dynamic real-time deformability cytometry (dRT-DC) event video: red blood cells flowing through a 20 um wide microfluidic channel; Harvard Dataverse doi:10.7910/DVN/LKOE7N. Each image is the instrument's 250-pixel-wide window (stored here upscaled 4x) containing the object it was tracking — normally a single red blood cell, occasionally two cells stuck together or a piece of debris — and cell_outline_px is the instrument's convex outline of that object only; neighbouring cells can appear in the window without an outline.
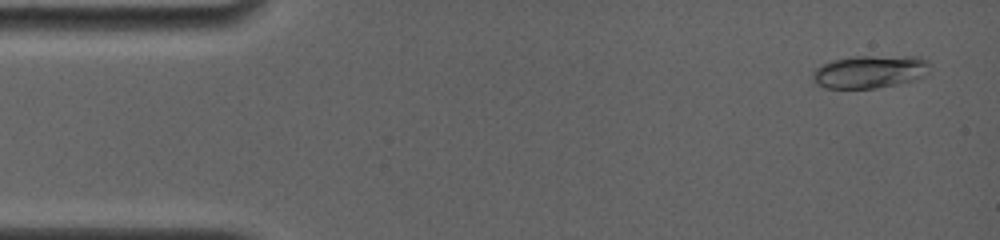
{"species": "common noctule bat (a hibernating species)", "species_latin": "Nyctalus noctula", "temperature_condition": "room temperature", "stored_images_in_passage": 21, "camera_frame_rate_fps": 4000, "um_per_image_px": 0.085, "animal": {"sex": "female", "body_mass_g": 19.0, "forearm_length_mm": 56.7}, "frame": {"image": 1, "passage_image": 3, "time_ms": 0.75, "image_size_px": [1000, 240], "cell_outline_px": [[924, 64], [904, 80], [892, 84], [872, 88], [828, 88], [820, 84], [812, 76], [816, 68], [832, 60], [856, 56], [916, 56], [924, 60]], "centroid_in_image_um": [73.65, 6.06], "position_along_channel_um": 11.3, "area_um2": 20.35}}
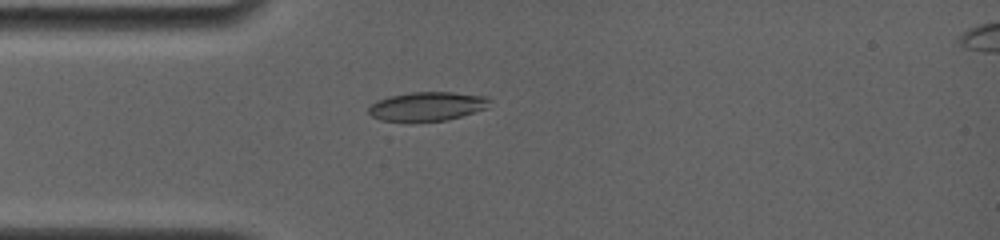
{"frame": {"image": 2, "passage_image": 17, "time_ms": 4.25, "image_size_px": [1000, 240], "cell_outline_px": [[488, 108], [448, 120], [380, 120], [372, 116], [368, 112], [368, 108], [376, 100], [388, 96], [412, 92], [452, 92], [488, 96]], "centroid_in_image_um": [36.32, 9.02], "position_along_channel_um": 48.7, "area_um2": 20.17}}